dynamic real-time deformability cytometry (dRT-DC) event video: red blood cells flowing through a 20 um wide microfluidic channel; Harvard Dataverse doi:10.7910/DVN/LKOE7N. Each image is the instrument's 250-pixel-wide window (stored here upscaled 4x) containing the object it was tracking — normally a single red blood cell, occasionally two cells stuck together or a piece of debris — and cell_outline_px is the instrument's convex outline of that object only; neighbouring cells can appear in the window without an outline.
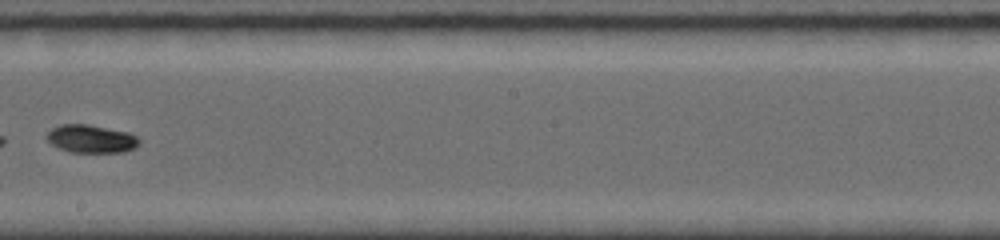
{"species": "common noctule bat (a hibernating species)", "species_latin": "Nyctalus noctula", "temperature_condition": "room temperature", "stored_images_in_passage": 43, "camera_frame_rate_fps": 5000, "um_per_image_px": 0.085, "animal": {"sex": "female", "body_mass_g": 19.0, "forearm_length_mm": 56.7}, "frame": {"image": 1, "passage_image": 22, "time_ms": 4.4, "image_size_px": [1000, 240], "cell_outline_px": [[140, 140], [136, 148], [124, 152], [68, 152], [52, 144], [44, 136], [52, 128], [60, 124], [88, 124], [128, 132], [136, 136]], "centroid_in_image_um": [7.74, 11.8], "position_along_channel_um": 240.5, "area_um2": 15.14}}